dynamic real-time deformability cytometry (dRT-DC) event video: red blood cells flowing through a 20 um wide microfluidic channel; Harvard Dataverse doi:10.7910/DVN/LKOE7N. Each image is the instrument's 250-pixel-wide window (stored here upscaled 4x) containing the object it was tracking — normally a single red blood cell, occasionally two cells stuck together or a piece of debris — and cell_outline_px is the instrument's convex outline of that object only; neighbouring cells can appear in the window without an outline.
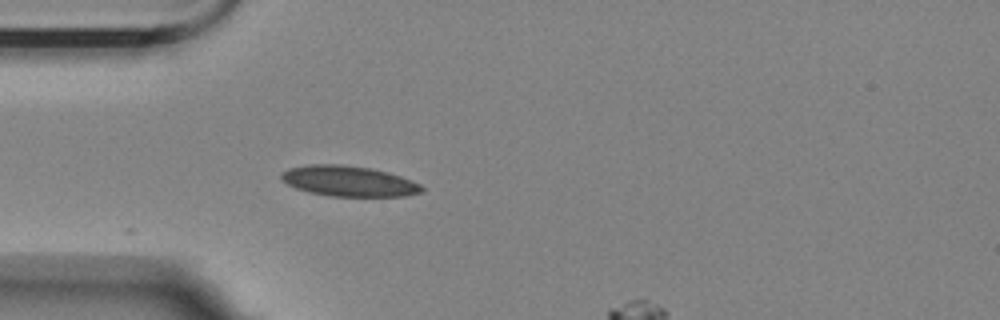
{"species": "Egyptian fruit bat (a non-hibernating species)", "species_latin": "Rousettus aegyptiacus", "temperature_condition": "room temperature", "stored_images_in_passage": 3, "camera_frame_rate_fps": 3000, "um_per_image_px": 0.085, "animal": {"sex": "female"}, "frame": {"image": 1, "passage_image": 1, "time_ms": 0.0, "image_size_px": [1000, 320], "cell_outline_px": [[424, 192], [404, 196], [332, 196], [308, 192], [296, 188], [280, 180], [280, 172], [288, 168], [308, 164], [340, 164], [372, 168], [388, 172], [412, 180], [420, 184], [424, 188]], "centroid_in_image_um": [29.62, 15.39], "position_along_channel_um": 55.4, "area_um2": 25.2}}